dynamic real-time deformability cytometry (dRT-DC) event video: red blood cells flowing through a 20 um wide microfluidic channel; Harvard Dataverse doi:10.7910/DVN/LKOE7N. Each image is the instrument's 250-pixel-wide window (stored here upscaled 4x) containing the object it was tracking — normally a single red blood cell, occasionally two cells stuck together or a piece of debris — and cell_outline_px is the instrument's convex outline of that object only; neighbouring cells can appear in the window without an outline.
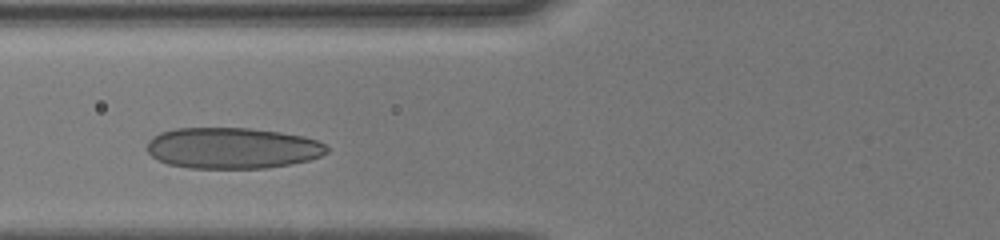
{"species": "human", "species_latin": "Homo sapiens", "temperature_condition": "cold", "stored_images_in_passage": 16, "camera_frame_rate_fps": 3000, "um_per_image_px": 0.085, "donor": {"sex": "male"}, "frame": {"image": 1, "passage_image": 8, "time_ms": 2.333, "image_size_px": [1000, 240], "cell_outline_px": [[328, 152], [320, 156], [308, 160], [288, 164], [264, 168], [188, 168], [168, 164], [152, 156], [148, 152], [148, 140], [152, 136], [160, 132], [176, 128], [252, 128], [280, 132], [304, 136], [316, 140], [324, 144], [328, 148]], "centroid_in_image_um": [19.73, 12.58], "position_along_channel_um": 106.1, "area_um2": 43.0}}
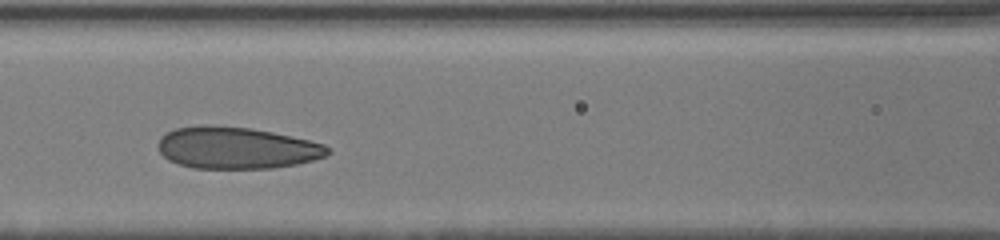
{"frame": {"image": 2, "passage_image": 12, "time_ms": 3.333, "image_size_px": [1000, 240], "cell_outline_px": [[332, 152], [324, 156], [312, 160], [296, 164], [272, 168], [192, 168], [168, 160], [160, 152], [160, 136], [176, 128], [200, 124], [216, 124], [252, 128], [312, 140], [324, 144], [332, 148]], "centroid_in_image_um": [20.13, 12.55], "position_along_channel_um": 146.5, "area_um2": 41.62}}
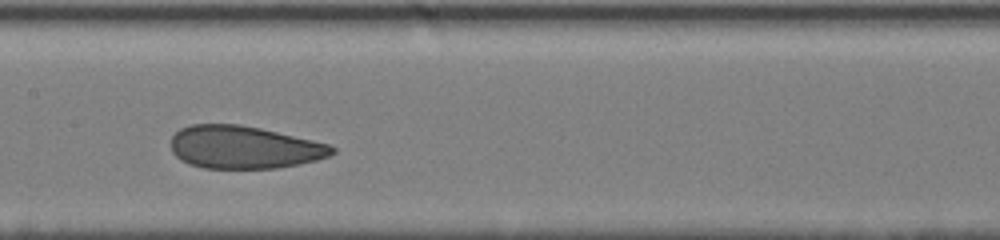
{"frame": {"image": 3, "passage_image": 15, "time_ms": 4.333, "image_size_px": [1000, 240], "cell_outline_px": [[336, 152], [328, 156], [316, 160], [300, 164], [280, 168], [204, 168], [188, 164], [180, 160], [172, 152], [172, 136], [180, 128], [192, 124], [240, 124], [260, 128], [312, 140], [328, 144], [336, 148]], "centroid_in_image_um": [20.73, 12.52], "position_along_channel_um": 186.7, "area_um2": 40.17}}